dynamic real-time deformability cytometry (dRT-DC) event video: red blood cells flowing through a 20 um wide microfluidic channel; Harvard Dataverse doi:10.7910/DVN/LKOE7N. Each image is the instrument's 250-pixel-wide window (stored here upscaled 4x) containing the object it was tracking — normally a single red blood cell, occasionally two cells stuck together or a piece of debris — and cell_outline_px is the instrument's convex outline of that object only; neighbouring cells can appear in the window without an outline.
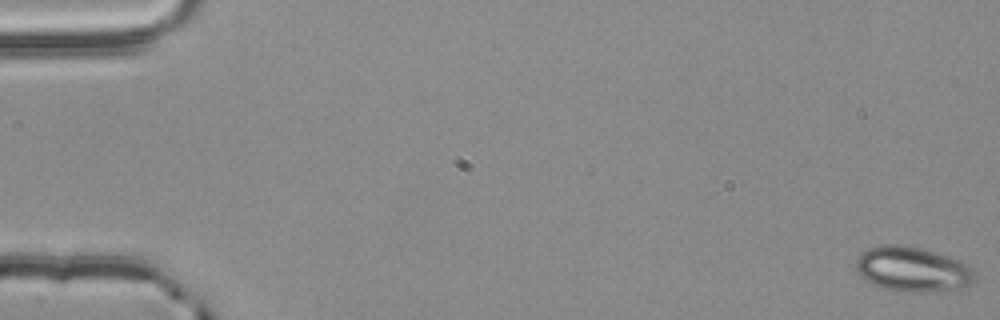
{"species": "common noctule bat (a hibernating species)", "species_latin": "Nyctalus noctula", "temperature_condition": "room temperature", "stored_images_in_passage": 56, "camera_frame_rate_fps": 3000, "um_per_image_px": 0.085, "animal": {"sex": "male", "body_mass_g": 20.4}, "frame": {"image": 1, "passage_image": 1, "time_ms": 0.0, "image_size_px": [1000, 320], "cell_outline_px": [[976, 276], [968, 284], [956, 288], [920, 292], [904, 292], [884, 288], [872, 284], [864, 280], [856, 272], [856, 260], [860, 252], [884, 244], [896, 244], [920, 248], [948, 256], [960, 260], [968, 264], [972, 268]], "centroid_in_image_um": [77.51, 22.88], "position_along_channel_um": 7.5, "area_um2": 30.87}}
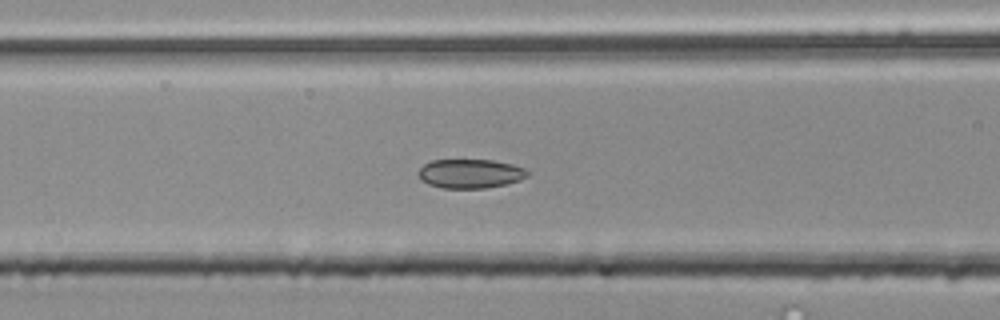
{"frame": {"image": 2, "passage_image": 24, "time_ms": 7.667, "image_size_px": [1000, 320], "cell_outline_px": [[532, 172], [528, 176], [520, 180], [504, 184], [484, 188], [444, 188], [428, 184], [420, 180], [416, 172], [424, 164], [432, 160], [492, 160], [512, 164], [528, 168]], "centroid_in_image_um": [39.99, 14.75], "position_along_channel_um": 126.6, "area_um2": 18.73}}
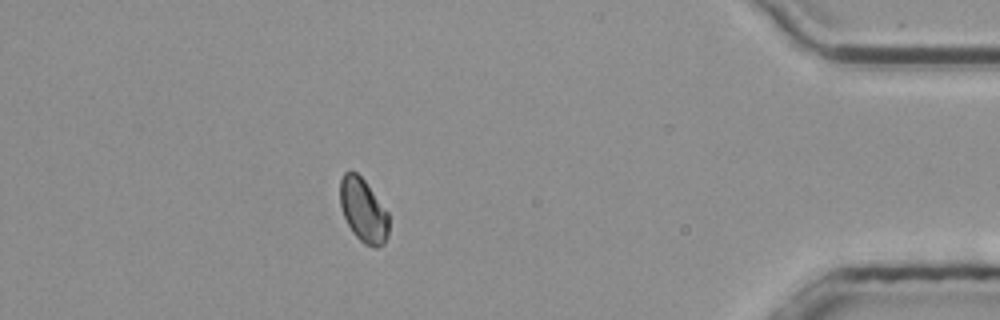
{"frame": {"image": 3, "passage_image": 50, "time_ms": 16.333, "image_size_px": [1000, 320], "cell_outline_px": [[388, 236], [384, 244], [380, 248], [376, 248], [364, 244], [352, 232], [344, 216], [340, 204], [340, 180], [344, 172], [356, 172], [364, 180], [388, 212]], "centroid_in_image_um": [30.89, 17.91], "position_along_channel_um": 404.3, "area_um2": 18.03}, "authors_computed_cell_mechanics": {"area_um2": 18.6694, "velocity_mm_per_s": 3.7632, "shape_relaxation_time_tau1_ms": null, "shape_relaxation_time_tau2_ms": 1.2155, "deformation_change_tau1": null, "deformation_change_tau2": 0.0459}}